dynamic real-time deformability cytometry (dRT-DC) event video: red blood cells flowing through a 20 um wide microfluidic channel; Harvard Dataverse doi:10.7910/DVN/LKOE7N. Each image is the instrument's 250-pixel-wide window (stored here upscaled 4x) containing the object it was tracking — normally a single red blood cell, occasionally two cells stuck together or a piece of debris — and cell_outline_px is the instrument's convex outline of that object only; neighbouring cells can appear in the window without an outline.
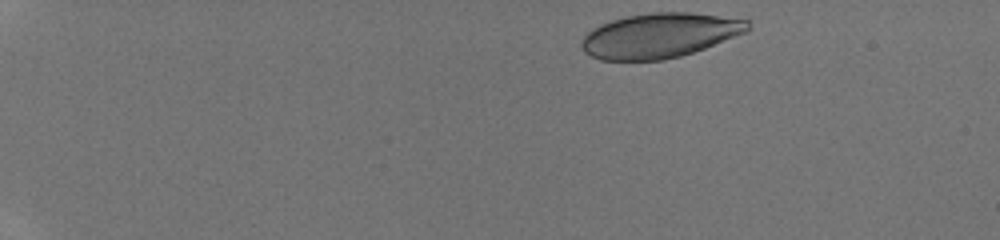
{"species": "human", "species_latin": "Homo sapiens", "temperature_condition": "room temperature", "stored_images_in_passage": 39, "camera_frame_rate_fps": 3000, "um_per_image_px": 0.085, "donor": {"sex": "male"}, "frame": {"image": 1, "passage_image": 1, "time_ms": 0.0, "image_size_px": [1000, 240], "cell_outline_px": [[748, 32], [704, 48], [680, 56], [664, 60], [600, 60], [584, 52], [580, 44], [580, 40], [592, 28], [600, 24], [612, 20], [628, 16], [652, 12], [692, 12], [748, 20]], "centroid_in_image_um": [56.04, 3.02], "position_along_channel_um": 29.0, "area_um2": 43.23}}
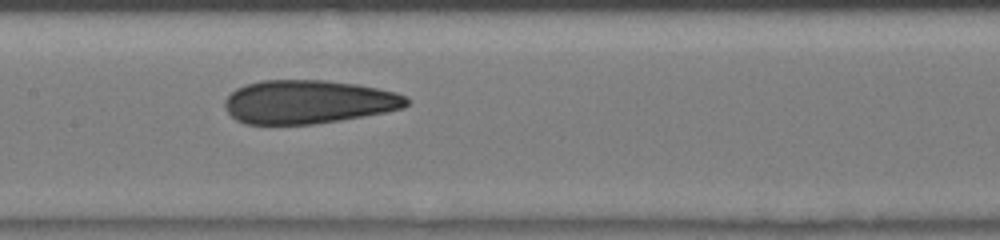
{"frame": {"image": 2, "passage_image": 19, "time_ms": 6.0, "image_size_px": [1000, 240], "cell_outline_px": [[408, 104], [404, 108], [364, 116], [340, 120], [312, 124], [244, 124], [236, 120], [224, 108], [224, 100], [236, 88], [260, 80], [324, 80], [356, 84], [396, 92], [404, 96], [408, 100]], "centroid_in_image_um": [26.18, 8.66], "position_along_channel_um": 181.2, "area_um2": 46.07}}
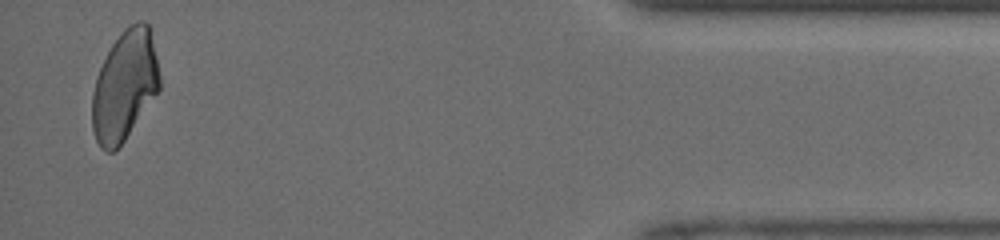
{"frame": {"image": 3, "passage_image": 38, "time_ms": 12.333, "image_size_px": [1000, 240], "cell_outline_px": [[160, 88], [124, 140], [112, 152], [104, 152], [100, 148], [96, 140], [92, 128], [92, 92], [96, 76], [112, 44], [124, 28], [128, 24], [136, 20], [144, 20], [148, 24], [156, 56], [160, 76]], "centroid_in_image_um": [10.58, 7.26], "position_along_channel_um": 424.6, "area_um2": 42.95}}